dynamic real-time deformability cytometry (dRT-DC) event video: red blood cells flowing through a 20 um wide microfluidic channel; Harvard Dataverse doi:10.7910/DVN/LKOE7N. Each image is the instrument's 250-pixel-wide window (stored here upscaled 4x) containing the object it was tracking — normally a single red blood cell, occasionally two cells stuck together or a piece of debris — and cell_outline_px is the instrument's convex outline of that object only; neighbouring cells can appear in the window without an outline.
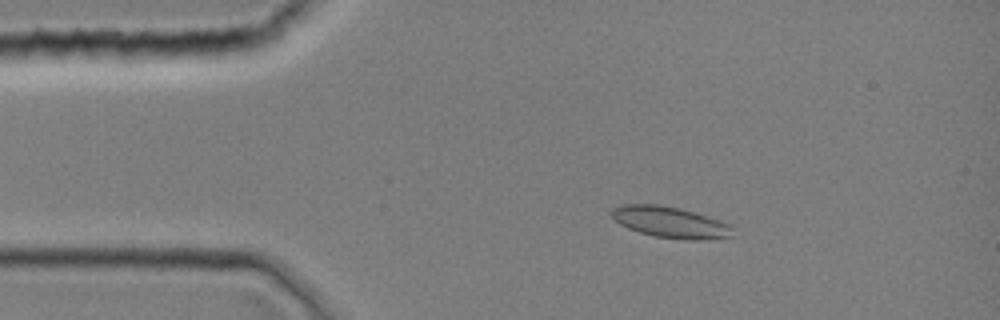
{"species": "common noctule bat (a hibernating species)", "species_latin": "Nyctalus noctula", "temperature_condition": "room temperature", "stored_images_in_passage": 11, "camera_frame_rate_fps": 3000, "um_per_image_px": 0.085, "animal": {"sex": "female", "body_mass_g": 19.0, "forearm_length_mm": 51.5}, "frame": {"image": 1, "passage_image": 7, "time_ms": 2.0, "image_size_px": [1000, 320], "cell_outline_px": [[732, 236], [700, 240], [684, 240], [656, 236], [640, 232], [628, 228], [620, 224], [612, 216], [612, 208], [620, 204], [660, 204], [680, 208], [708, 216], [732, 224]], "centroid_in_image_um": [56.99, 18.88], "position_along_channel_um": 28.0, "area_um2": 22.02}}